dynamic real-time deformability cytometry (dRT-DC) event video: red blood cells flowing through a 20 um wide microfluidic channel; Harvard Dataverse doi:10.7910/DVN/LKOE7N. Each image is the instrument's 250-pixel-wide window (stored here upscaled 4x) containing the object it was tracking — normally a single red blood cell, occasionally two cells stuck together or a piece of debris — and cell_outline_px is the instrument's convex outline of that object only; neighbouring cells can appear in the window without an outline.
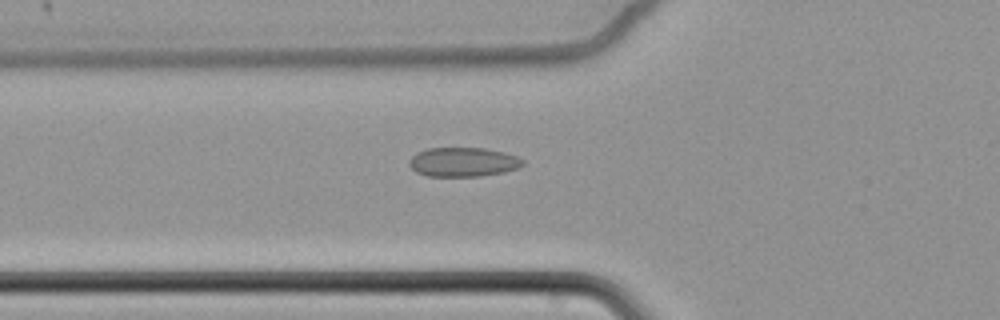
{"species": "common noctule bat (a hibernating species)", "species_latin": "Nyctalus noctula", "temperature_condition": "cold", "stored_images_in_passage": 53, "camera_frame_rate_fps": 3000, "um_per_image_px": 0.085, "animal": {"sex": "female", "body_mass_g": 22.7, "forearm_length_mm": 54.2}, "frame": {"image": 1, "passage_image": 15, "time_ms": 4.667, "image_size_px": [1000, 320], "cell_outline_px": [[524, 164], [520, 168], [504, 172], [480, 176], [428, 176], [416, 172], [408, 164], [408, 160], [416, 152], [428, 148], [484, 148], [504, 152], [516, 156], [524, 160]], "centroid_in_image_um": [39.36, 13.77], "position_along_channel_um": 86.4, "area_um2": 19.48}}
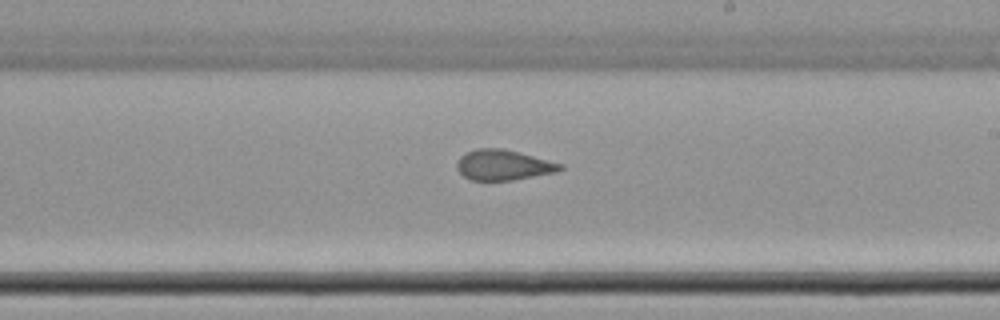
{"frame": {"image": 2, "passage_image": 29, "time_ms": 9.333, "image_size_px": [1000, 320], "cell_outline_px": [[564, 168], [556, 172], [512, 180], [468, 180], [456, 168], [456, 164], [460, 156], [476, 148], [504, 148], [564, 164]], "centroid_in_image_um": [42.78, 14.02], "position_along_channel_um": 246.2, "area_um2": 18.32}}
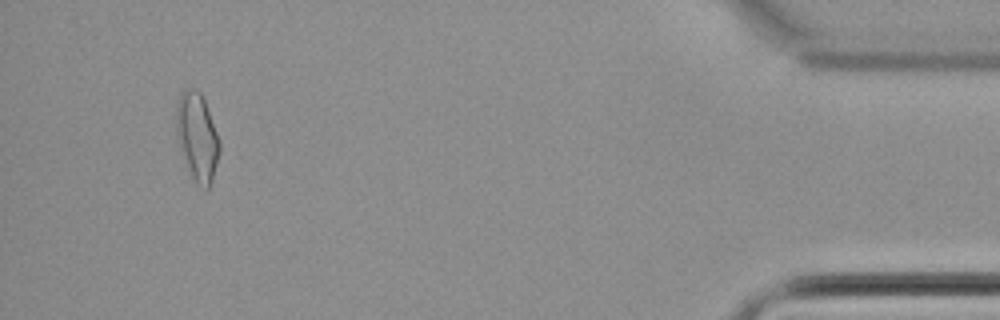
{"frame": {"image": 3, "passage_image": 50, "time_ms": 16.333, "image_size_px": [1000, 320], "cell_outline_px": [[220, 152], [212, 180], [208, 188], [204, 192], [196, 184], [192, 176], [180, 148], [176, 136], [176, 104], [180, 92], [184, 88], [196, 88], [204, 96], [220, 140]], "centroid_in_image_um": [16.77, 11.59], "position_along_channel_um": 418.4, "area_um2": 22.6}, "authors_computed_cell_mechanics": {"area_um2": 19.4208, "velocity_mm_per_s": 3.4238, "shape_relaxation_time_tau1_ms": null, "shape_relaxation_time_tau2_ms": 2.2921, "deformation_change_tau1": null, "deformation_change_tau2": 0.1048}}